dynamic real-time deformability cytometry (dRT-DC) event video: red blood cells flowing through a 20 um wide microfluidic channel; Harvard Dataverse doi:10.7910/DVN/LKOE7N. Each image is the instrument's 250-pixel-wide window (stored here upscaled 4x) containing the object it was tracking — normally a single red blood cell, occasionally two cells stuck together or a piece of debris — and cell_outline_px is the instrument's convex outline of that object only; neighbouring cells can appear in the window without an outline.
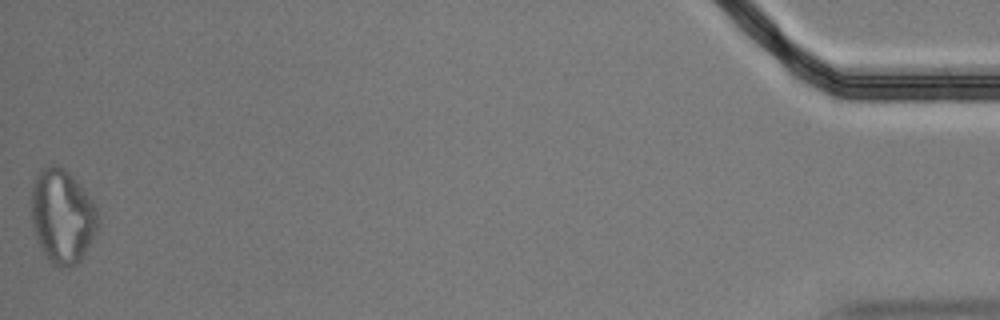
{"species": "Egyptian fruit bat (a non-hibernating species)", "species_latin": "Rousettus aegyptiacus", "temperature_condition": "cold", "stored_images_in_passage": 54, "segment_of_instrument_passage": [2, 2], "camera_frame_rate_fps": 3000, "um_per_image_px": 0.085, "animal": {"sex": "male"}, "frame": {"image": 1, "passage_image": 54, "time_ms": 17.667, "image_size_px": [1000, 320], "cell_outline_px": [[100, 228], [80, 260], [76, 264], [52, 264], [44, 256], [32, 228], [32, 188], [36, 172], [40, 168], [48, 164], [52, 164], [64, 168], [80, 184], [92, 200], [100, 216]], "centroid_in_image_um": [5.31, 18.34], "position_along_channel_um": 429.9, "area_um2": 36.76}}